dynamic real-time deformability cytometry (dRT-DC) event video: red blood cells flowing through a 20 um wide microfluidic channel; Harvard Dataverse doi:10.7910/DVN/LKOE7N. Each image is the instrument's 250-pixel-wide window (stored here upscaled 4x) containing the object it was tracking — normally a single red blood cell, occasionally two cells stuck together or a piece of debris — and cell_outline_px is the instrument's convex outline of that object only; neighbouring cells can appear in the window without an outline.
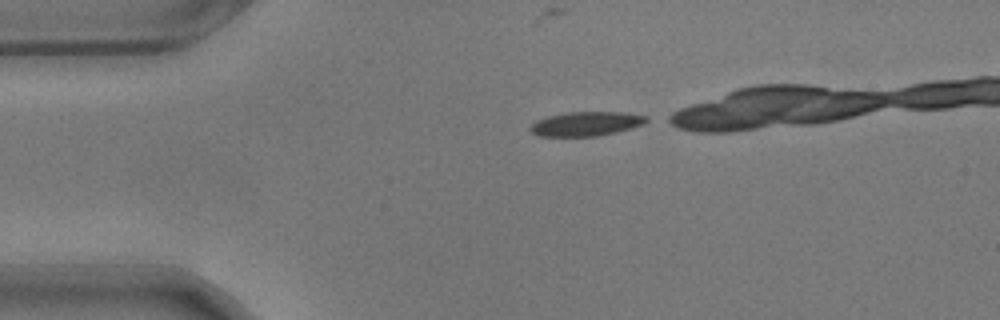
{"species": "common noctule bat (a hibernating species)", "species_latin": "Nyctalus noctula", "temperature_condition": "warm", "stored_images_in_passage": 13, "camera_frame_rate_fps": 3000, "um_per_image_px": 0.085, "animal": {"sex": "male", "body_mass_g": 17.9}, "frame": {"image": 1, "passage_image": 1, "time_ms": 0.0, "image_size_px": [1000, 320], "cell_outline_px": [[648, 120], [640, 124], [616, 132], [596, 136], [540, 136], [532, 132], [532, 124], [536, 120], [548, 116], [568, 112], [620, 112], [648, 116]], "centroid_in_image_um": [49.8, 10.51], "position_along_channel_um": 35.2, "area_um2": 16.01}}
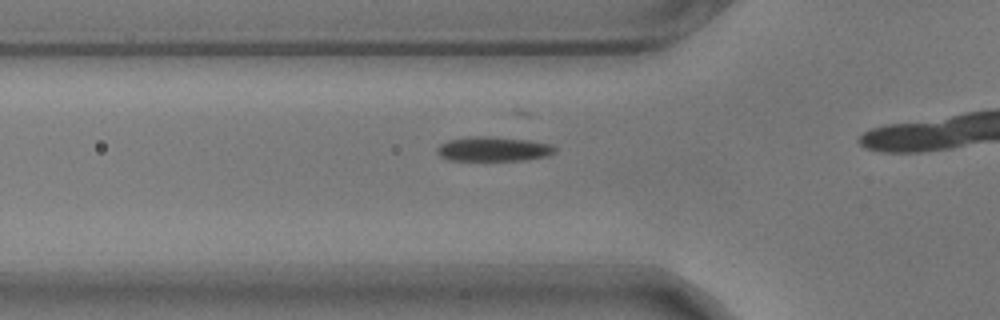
{"frame": {"image": 2, "passage_image": 8, "time_ms": 2.333, "image_size_px": [1000, 320], "cell_outline_px": [[556, 152], [548, 156], [524, 160], [448, 160], [440, 156], [436, 152], [436, 148], [440, 144], [448, 140], [468, 136], [496, 136], [528, 140], [548, 144], [556, 148]], "centroid_in_image_um": [41.9, 12.66], "position_along_channel_um": 83.9, "area_um2": 16.99}}
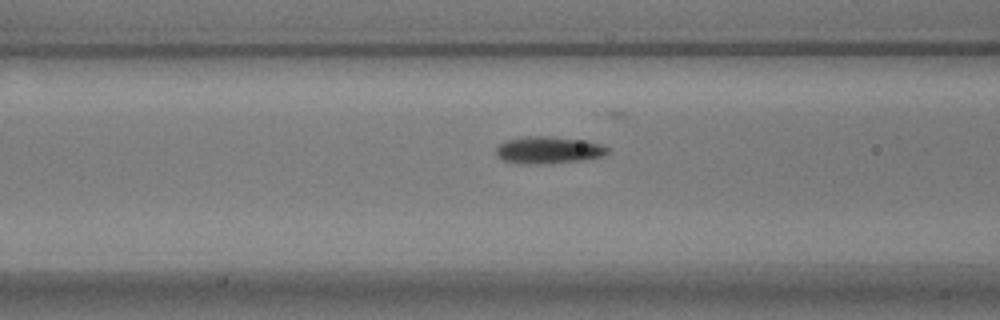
{"frame": {"image": 3, "passage_image": 11, "time_ms": 3.333, "image_size_px": [1000, 320], "cell_outline_px": [[612, 148], [604, 156], [580, 160], [548, 164], [520, 164], [504, 160], [496, 156], [496, 148], [504, 140], [524, 136], [552, 136], [588, 140], [604, 144]], "centroid_in_image_um": [46.66, 12.74], "position_along_channel_um": 119.9, "area_um2": 18.15}}